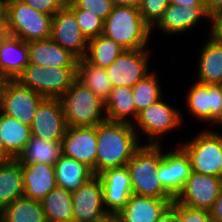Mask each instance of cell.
Listing matches in <instances>:
<instances>
[{"label":"cell","instance_id":"6da1fadb","mask_svg":"<svg viewBox=\"0 0 222 222\" xmlns=\"http://www.w3.org/2000/svg\"><path fill=\"white\" fill-rule=\"evenodd\" d=\"M133 124L104 121L97 125L96 175L126 166L142 146Z\"/></svg>","mask_w":222,"mask_h":222},{"label":"cell","instance_id":"7a4b0ae2","mask_svg":"<svg viewBox=\"0 0 222 222\" xmlns=\"http://www.w3.org/2000/svg\"><path fill=\"white\" fill-rule=\"evenodd\" d=\"M151 28L143 21L139 8L116 6L104 21L103 34L125 50L148 48Z\"/></svg>","mask_w":222,"mask_h":222},{"label":"cell","instance_id":"3957f363","mask_svg":"<svg viewBox=\"0 0 222 222\" xmlns=\"http://www.w3.org/2000/svg\"><path fill=\"white\" fill-rule=\"evenodd\" d=\"M161 144H142L126 167L130 174L132 193L154 198H173L158 178L163 157Z\"/></svg>","mask_w":222,"mask_h":222},{"label":"cell","instance_id":"277c9868","mask_svg":"<svg viewBox=\"0 0 222 222\" xmlns=\"http://www.w3.org/2000/svg\"><path fill=\"white\" fill-rule=\"evenodd\" d=\"M59 100L67 127L96 126L107 120L105 101L77 79Z\"/></svg>","mask_w":222,"mask_h":222},{"label":"cell","instance_id":"5b68a950","mask_svg":"<svg viewBox=\"0 0 222 222\" xmlns=\"http://www.w3.org/2000/svg\"><path fill=\"white\" fill-rule=\"evenodd\" d=\"M52 18L21 0H7V26L10 34L27 43L51 38Z\"/></svg>","mask_w":222,"mask_h":222},{"label":"cell","instance_id":"8992f818","mask_svg":"<svg viewBox=\"0 0 222 222\" xmlns=\"http://www.w3.org/2000/svg\"><path fill=\"white\" fill-rule=\"evenodd\" d=\"M76 68H44L29 63L16 80L45 98H60L77 79Z\"/></svg>","mask_w":222,"mask_h":222},{"label":"cell","instance_id":"52a82bcc","mask_svg":"<svg viewBox=\"0 0 222 222\" xmlns=\"http://www.w3.org/2000/svg\"><path fill=\"white\" fill-rule=\"evenodd\" d=\"M179 146L189 156L192 172L222 178V134L206 129Z\"/></svg>","mask_w":222,"mask_h":222},{"label":"cell","instance_id":"ba28073f","mask_svg":"<svg viewBox=\"0 0 222 222\" xmlns=\"http://www.w3.org/2000/svg\"><path fill=\"white\" fill-rule=\"evenodd\" d=\"M178 110V111H177ZM161 98L154 104L139 112L138 118L133 123L135 132L146 135V144L159 145L164 134L182 125V114ZM138 127V129H136ZM162 136V137H161ZM161 137V138H160Z\"/></svg>","mask_w":222,"mask_h":222},{"label":"cell","instance_id":"9c48e42d","mask_svg":"<svg viewBox=\"0 0 222 222\" xmlns=\"http://www.w3.org/2000/svg\"><path fill=\"white\" fill-rule=\"evenodd\" d=\"M44 99L45 97L21 85L17 80H7L0 97V111L30 126Z\"/></svg>","mask_w":222,"mask_h":222},{"label":"cell","instance_id":"30bf717a","mask_svg":"<svg viewBox=\"0 0 222 222\" xmlns=\"http://www.w3.org/2000/svg\"><path fill=\"white\" fill-rule=\"evenodd\" d=\"M221 188L222 178L192 172L174 200L189 208L210 211Z\"/></svg>","mask_w":222,"mask_h":222},{"label":"cell","instance_id":"8fae6325","mask_svg":"<svg viewBox=\"0 0 222 222\" xmlns=\"http://www.w3.org/2000/svg\"><path fill=\"white\" fill-rule=\"evenodd\" d=\"M149 49L125 50L106 69L113 87L126 86L132 88L147 74L150 58Z\"/></svg>","mask_w":222,"mask_h":222},{"label":"cell","instance_id":"7c38bea8","mask_svg":"<svg viewBox=\"0 0 222 222\" xmlns=\"http://www.w3.org/2000/svg\"><path fill=\"white\" fill-rule=\"evenodd\" d=\"M73 221L101 222L109 216L104 207L103 187L98 175L72 192Z\"/></svg>","mask_w":222,"mask_h":222},{"label":"cell","instance_id":"4fadbf2b","mask_svg":"<svg viewBox=\"0 0 222 222\" xmlns=\"http://www.w3.org/2000/svg\"><path fill=\"white\" fill-rule=\"evenodd\" d=\"M61 148L62 154L86 164L96 175L97 125L67 127Z\"/></svg>","mask_w":222,"mask_h":222},{"label":"cell","instance_id":"5bb4252c","mask_svg":"<svg viewBox=\"0 0 222 222\" xmlns=\"http://www.w3.org/2000/svg\"><path fill=\"white\" fill-rule=\"evenodd\" d=\"M67 124L59 98H45L37 108L30 125L33 137L62 141Z\"/></svg>","mask_w":222,"mask_h":222},{"label":"cell","instance_id":"9a60e30c","mask_svg":"<svg viewBox=\"0 0 222 222\" xmlns=\"http://www.w3.org/2000/svg\"><path fill=\"white\" fill-rule=\"evenodd\" d=\"M51 38L78 59L85 58L88 39L81 32L74 14L66 6L52 18Z\"/></svg>","mask_w":222,"mask_h":222},{"label":"cell","instance_id":"2e32d148","mask_svg":"<svg viewBox=\"0 0 222 222\" xmlns=\"http://www.w3.org/2000/svg\"><path fill=\"white\" fill-rule=\"evenodd\" d=\"M186 103L192 116L213 124L222 111V85L195 82L188 91Z\"/></svg>","mask_w":222,"mask_h":222},{"label":"cell","instance_id":"e0dca14e","mask_svg":"<svg viewBox=\"0 0 222 222\" xmlns=\"http://www.w3.org/2000/svg\"><path fill=\"white\" fill-rule=\"evenodd\" d=\"M98 177L103 187L105 210L109 215H116L133 194L129 171L126 166L111 168L101 172Z\"/></svg>","mask_w":222,"mask_h":222},{"label":"cell","instance_id":"ac0fdd59","mask_svg":"<svg viewBox=\"0 0 222 222\" xmlns=\"http://www.w3.org/2000/svg\"><path fill=\"white\" fill-rule=\"evenodd\" d=\"M192 173L191 162L179 146L174 151L163 153L159 164L158 178L163 188L175 199Z\"/></svg>","mask_w":222,"mask_h":222},{"label":"cell","instance_id":"d6986e66","mask_svg":"<svg viewBox=\"0 0 222 222\" xmlns=\"http://www.w3.org/2000/svg\"><path fill=\"white\" fill-rule=\"evenodd\" d=\"M174 198H154L132 194L125 207L116 214L121 222H163Z\"/></svg>","mask_w":222,"mask_h":222},{"label":"cell","instance_id":"ffe728a7","mask_svg":"<svg viewBox=\"0 0 222 222\" xmlns=\"http://www.w3.org/2000/svg\"><path fill=\"white\" fill-rule=\"evenodd\" d=\"M208 18L206 6H181L169 4L164 10L159 21L151 28L157 27L164 33L183 34L184 32L194 28L201 20Z\"/></svg>","mask_w":222,"mask_h":222},{"label":"cell","instance_id":"44dd1931","mask_svg":"<svg viewBox=\"0 0 222 222\" xmlns=\"http://www.w3.org/2000/svg\"><path fill=\"white\" fill-rule=\"evenodd\" d=\"M23 197L42 201L56 187L54 165L45 163H21Z\"/></svg>","mask_w":222,"mask_h":222},{"label":"cell","instance_id":"7402d4cb","mask_svg":"<svg viewBox=\"0 0 222 222\" xmlns=\"http://www.w3.org/2000/svg\"><path fill=\"white\" fill-rule=\"evenodd\" d=\"M29 63L49 67H77L78 58L52 38L28 42Z\"/></svg>","mask_w":222,"mask_h":222},{"label":"cell","instance_id":"603a6c76","mask_svg":"<svg viewBox=\"0 0 222 222\" xmlns=\"http://www.w3.org/2000/svg\"><path fill=\"white\" fill-rule=\"evenodd\" d=\"M56 186L67 191H77L95 176L86 164L61 154L54 165Z\"/></svg>","mask_w":222,"mask_h":222},{"label":"cell","instance_id":"cb8c5ba5","mask_svg":"<svg viewBox=\"0 0 222 222\" xmlns=\"http://www.w3.org/2000/svg\"><path fill=\"white\" fill-rule=\"evenodd\" d=\"M28 64V43L10 35L0 51V73L7 80H16Z\"/></svg>","mask_w":222,"mask_h":222},{"label":"cell","instance_id":"d4e9b609","mask_svg":"<svg viewBox=\"0 0 222 222\" xmlns=\"http://www.w3.org/2000/svg\"><path fill=\"white\" fill-rule=\"evenodd\" d=\"M205 43L198 58L196 82L222 85V44L211 37Z\"/></svg>","mask_w":222,"mask_h":222},{"label":"cell","instance_id":"484cf974","mask_svg":"<svg viewBox=\"0 0 222 222\" xmlns=\"http://www.w3.org/2000/svg\"><path fill=\"white\" fill-rule=\"evenodd\" d=\"M105 111L108 121L133 124L139 113L136 110L132 89L126 86L113 87L105 100Z\"/></svg>","mask_w":222,"mask_h":222},{"label":"cell","instance_id":"4316f807","mask_svg":"<svg viewBox=\"0 0 222 222\" xmlns=\"http://www.w3.org/2000/svg\"><path fill=\"white\" fill-rule=\"evenodd\" d=\"M0 136L6 150L17 159L32 137L29 125L0 111Z\"/></svg>","mask_w":222,"mask_h":222},{"label":"cell","instance_id":"83f0119b","mask_svg":"<svg viewBox=\"0 0 222 222\" xmlns=\"http://www.w3.org/2000/svg\"><path fill=\"white\" fill-rule=\"evenodd\" d=\"M22 166L18 159L0 163V208L23 197Z\"/></svg>","mask_w":222,"mask_h":222},{"label":"cell","instance_id":"f1b7e54d","mask_svg":"<svg viewBox=\"0 0 222 222\" xmlns=\"http://www.w3.org/2000/svg\"><path fill=\"white\" fill-rule=\"evenodd\" d=\"M76 78L103 101L108 98L110 91L113 89L106 69L93 65L85 58L78 59Z\"/></svg>","mask_w":222,"mask_h":222},{"label":"cell","instance_id":"f546056e","mask_svg":"<svg viewBox=\"0 0 222 222\" xmlns=\"http://www.w3.org/2000/svg\"><path fill=\"white\" fill-rule=\"evenodd\" d=\"M41 203L47 222L73 221L72 192L56 186Z\"/></svg>","mask_w":222,"mask_h":222},{"label":"cell","instance_id":"4dcf8cb0","mask_svg":"<svg viewBox=\"0 0 222 222\" xmlns=\"http://www.w3.org/2000/svg\"><path fill=\"white\" fill-rule=\"evenodd\" d=\"M62 154L61 141L31 137L24 151L17 158L21 163H45L55 165Z\"/></svg>","mask_w":222,"mask_h":222},{"label":"cell","instance_id":"1f68e13d","mask_svg":"<svg viewBox=\"0 0 222 222\" xmlns=\"http://www.w3.org/2000/svg\"><path fill=\"white\" fill-rule=\"evenodd\" d=\"M0 222H47L42 203L21 197L2 210Z\"/></svg>","mask_w":222,"mask_h":222},{"label":"cell","instance_id":"d6a6232c","mask_svg":"<svg viewBox=\"0 0 222 222\" xmlns=\"http://www.w3.org/2000/svg\"><path fill=\"white\" fill-rule=\"evenodd\" d=\"M125 49L112 39L99 35L88 40L85 59L93 65L107 69Z\"/></svg>","mask_w":222,"mask_h":222},{"label":"cell","instance_id":"836d02e7","mask_svg":"<svg viewBox=\"0 0 222 222\" xmlns=\"http://www.w3.org/2000/svg\"><path fill=\"white\" fill-rule=\"evenodd\" d=\"M158 80L157 74L152 71L131 88L138 113L163 97Z\"/></svg>","mask_w":222,"mask_h":222},{"label":"cell","instance_id":"e575fe53","mask_svg":"<svg viewBox=\"0 0 222 222\" xmlns=\"http://www.w3.org/2000/svg\"><path fill=\"white\" fill-rule=\"evenodd\" d=\"M66 7L74 14L81 32L88 40L103 34L104 21L100 17L79 9L71 0H67Z\"/></svg>","mask_w":222,"mask_h":222},{"label":"cell","instance_id":"d590c367","mask_svg":"<svg viewBox=\"0 0 222 222\" xmlns=\"http://www.w3.org/2000/svg\"><path fill=\"white\" fill-rule=\"evenodd\" d=\"M169 4V0H142L139 11L143 21L152 28Z\"/></svg>","mask_w":222,"mask_h":222},{"label":"cell","instance_id":"8d00e7d4","mask_svg":"<svg viewBox=\"0 0 222 222\" xmlns=\"http://www.w3.org/2000/svg\"><path fill=\"white\" fill-rule=\"evenodd\" d=\"M79 9L89 11L97 15L103 21L109 16L113 6L110 0H71Z\"/></svg>","mask_w":222,"mask_h":222},{"label":"cell","instance_id":"74e56055","mask_svg":"<svg viewBox=\"0 0 222 222\" xmlns=\"http://www.w3.org/2000/svg\"><path fill=\"white\" fill-rule=\"evenodd\" d=\"M171 206L183 217V222H214L211 219L210 211L189 208L175 200Z\"/></svg>","mask_w":222,"mask_h":222},{"label":"cell","instance_id":"f35d334b","mask_svg":"<svg viewBox=\"0 0 222 222\" xmlns=\"http://www.w3.org/2000/svg\"><path fill=\"white\" fill-rule=\"evenodd\" d=\"M30 7L54 16L59 10L66 6L67 0H21Z\"/></svg>","mask_w":222,"mask_h":222},{"label":"cell","instance_id":"ab89813d","mask_svg":"<svg viewBox=\"0 0 222 222\" xmlns=\"http://www.w3.org/2000/svg\"><path fill=\"white\" fill-rule=\"evenodd\" d=\"M209 21L212 23L208 36L214 41L222 44V11L211 15Z\"/></svg>","mask_w":222,"mask_h":222},{"label":"cell","instance_id":"60d3db41","mask_svg":"<svg viewBox=\"0 0 222 222\" xmlns=\"http://www.w3.org/2000/svg\"><path fill=\"white\" fill-rule=\"evenodd\" d=\"M210 216L214 222H222V188L218 198L215 200L214 205L210 210Z\"/></svg>","mask_w":222,"mask_h":222},{"label":"cell","instance_id":"b9f144b4","mask_svg":"<svg viewBox=\"0 0 222 222\" xmlns=\"http://www.w3.org/2000/svg\"><path fill=\"white\" fill-rule=\"evenodd\" d=\"M163 222H183V217L170 206L165 213Z\"/></svg>","mask_w":222,"mask_h":222},{"label":"cell","instance_id":"7bdbcfd3","mask_svg":"<svg viewBox=\"0 0 222 222\" xmlns=\"http://www.w3.org/2000/svg\"><path fill=\"white\" fill-rule=\"evenodd\" d=\"M206 9L209 17L222 11V0H206Z\"/></svg>","mask_w":222,"mask_h":222},{"label":"cell","instance_id":"ee69618b","mask_svg":"<svg viewBox=\"0 0 222 222\" xmlns=\"http://www.w3.org/2000/svg\"><path fill=\"white\" fill-rule=\"evenodd\" d=\"M169 3L181 6H206V0H169Z\"/></svg>","mask_w":222,"mask_h":222},{"label":"cell","instance_id":"f6af8a7d","mask_svg":"<svg viewBox=\"0 0 222 222\" xmlns=\"http://www.w3.org/2000/svg\"><path fill=\"white\" fill-rule=\"evenodd\" d=\"M110 2L113 7L131 6V7L139 8L142 0H110Z\"/></svg>","mask_w":222,"mask_h":222},{"label":"cell","instance_id":"bcb514c9","mask_svg":"<svg viewBox=\"0 0 222 222\" xmlns=\"http://www.w3.org/2000/svg\"><path fill=\"white\" fill-rule=\"evenodd\" d=\"M0 26H7V0H0Z\"/></svg>","mask_w":222,"mask_h":222},{"label":"cell","instance_id":"7dc6e473","mask_svg":"<svg viewBox=\"0 0 222 222\" xmlns=\"http://www.w3.org/2000/svg\"><path fill=\"white\" fill-rule=\"evenodd\" d=\"M15 159L5 148L0 136V163L8 162Z\"/></svg>","mask_w":222,"mask_h":222},{"label":"cell","instance_id":"c3c4849f","mask_svg":"<svg viewBox=\"0 0 222 222\" xmlns=\"http://www.w3.org/2000/svg\"><path fill=\"white\" fill-rule=\"evenodd\" d=\"M10 35L11 34H10L8 26H0V51H1V48L3 47V44L5 43V41L8 39Z\"/></svg>","mask_w":222,"mask_h":222},{"label":"cell","instance_id":"681fc988","mask_svg":"<svg viewBox=\"0 0 222 222\" xmlns=\"http://www.w3.org/2000/svg\"><path fill=\"white\" fill-rule=\"evenodd\" d=\"M101 222H121V220L116 215H109Z\"/></svg>","mask_w":222,"mask_h":222},{"label":"cell","instance_id":"f907efd6","mask_svg":"<svg viewBox=\"0 0 222 222\" xmlns=\"http://www.w3.org/2000/svg\"><path fill=\"white\" fill-rule=\"evenodd\" d=\"M7 79L0 73V97Z\"/></svg>","mask_w":222,"mask_h":222},{"label":"cell","instance_id":"816d5d0a","mask_svg":"<svg viewBox=\"0 0 222 222\" xmlns=\"http://www.w3.org/2000/svg\"><path fill=\"white\" fill-rule=\"evenodd\" d=\"M213 124H217V125L222 126V111H221L219 117L215 120V122Z\"/></svg>","mask_w":222,"mask_h":222},{"label":"cell","instance_id":"f5cc1de1","mask_svg":"<svg viewBox=\"0 0 222 222\" xmlns=\"http://www.w3.org/2000/svg\"><path fill=\"white\" fill-rule=\"evenodd\" d=\"M1 216H2V209L0 208V220H1Z\"/></svg>","mask_w":222,"mask_h":222}]
</instances>
